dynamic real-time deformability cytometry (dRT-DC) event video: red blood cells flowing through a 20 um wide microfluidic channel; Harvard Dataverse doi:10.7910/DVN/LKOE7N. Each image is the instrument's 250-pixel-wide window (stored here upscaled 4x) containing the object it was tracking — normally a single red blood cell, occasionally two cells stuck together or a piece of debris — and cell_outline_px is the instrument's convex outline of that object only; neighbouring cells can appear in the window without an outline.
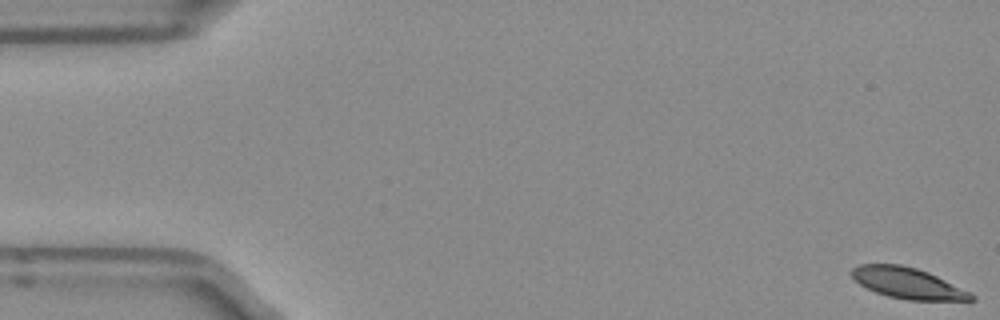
{"species": "Egyptian fruit bat (a non-hibernating species)", "species_latin": "Rousettus aegyptiacus", "temperature_condition": "room temperature", "stored_images_in_passage": 52, "camera_frame_rate_fps": 3000, "um_per_image_px": 0.085, "frame": {"image": 1, "passage_image": 1, "time_ms": 0.0, "image_size_px": [1000, 320], "cell_outline_px": [[976, 300], [908, 300], [888, 296], [876, 292], [860, 284], [852, 276], [852, 268], [860, 264], [900, 264], [916, 268], [928, 272], [976, 296]], "centroid_in_image_um": [77.13, 24.06], "position_along_channel_um": 7.9, "area_um2": 21.1}}
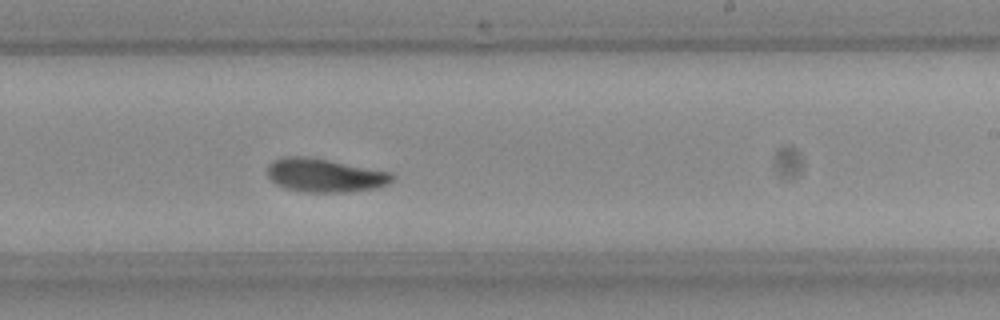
{"frame": {"image": 2, "passage_image": 31, "time_ms": 10.0, "image_size_px": [1000, 320], "cell_outline_px": [[396, 176], [388, 184], [376, 188], [348, 192], [304, 192], [284, 188], [276, 184], [268, 176], [268, 164], [272, 160], [284, 156], [304, 156], [328, 160], [388, 172]], "centroid_in_image_um": [27.57, 14.91], "position_along_channel_um": 261.4, "area_um2": 24.28}}
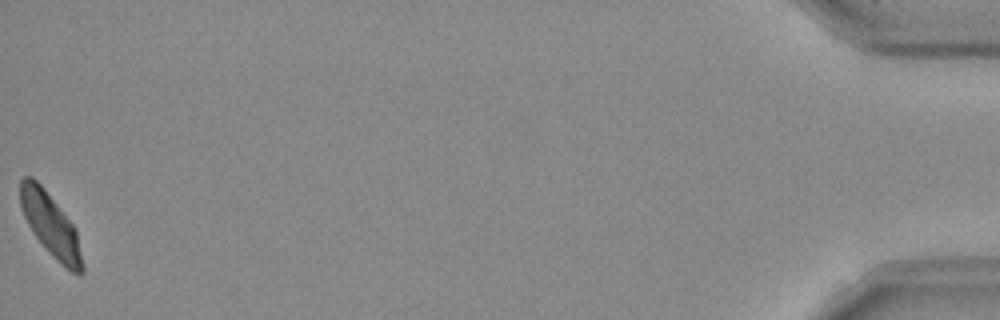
{"frame": {"image": 3, "passage_image": 52, "time_ms": 17.0, "image_size_px": [1000, 320], "cell_outline_px": [[84, 272], [80, 276], [76, 276], [64, 268], [48, 252], [32, 232], [24, 216], [20, 204], [20, 180], [24, 176], [32, 176], [44, 188], [76, 228], [84, 268]], "centroid_in_image_um": [4.32, 19.17], "position_along_channel_um": 430.9, "area_um2": 23.0}, "authors_computed_cell_mechanics": {"area_um2": 23.4668, "velocity_mm_per_s": 3.8945, "shape_relaxation_time_tau1_ms": 3.0286, "shape_relaxation_time_tau2_ms": 2.5623, "deformation_change_tau1": 0.1536, "deformation_change_tau2": 0.0857}}